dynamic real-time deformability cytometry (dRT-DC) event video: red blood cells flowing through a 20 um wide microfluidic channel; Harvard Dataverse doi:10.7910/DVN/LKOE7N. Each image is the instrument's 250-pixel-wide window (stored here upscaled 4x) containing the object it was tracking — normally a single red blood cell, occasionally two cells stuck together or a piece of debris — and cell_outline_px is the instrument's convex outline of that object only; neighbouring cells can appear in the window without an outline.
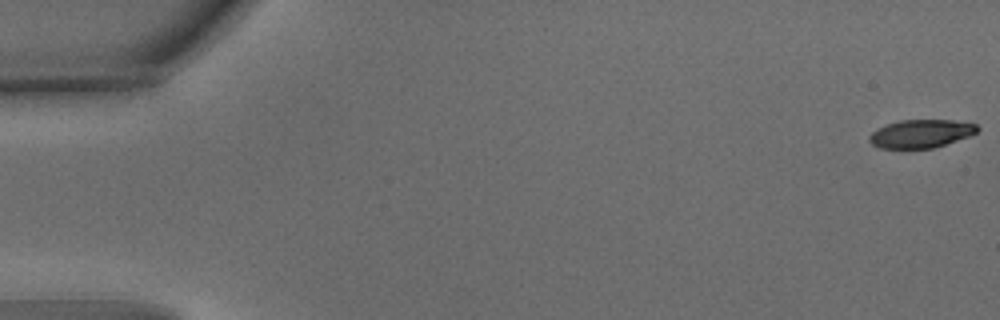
{"species": "common noctule bat (a hibernating species)", "species_latin": "Nyctalus noctula", "temperature_condition": "warm", "stored_images_in_passage": 55, "camera_frame_rate_fps": 3000, "um_per_image_px": 0.085, "animal": {"sex": "male", "body_mass_g": 15.6}, "frame": {"image": 1, "passage_image": 1, "time_ms": 0.0, "image_size_px": [1000, 320], "cell_outline_px": [[980, 128], [976, 132], [968, 136], [932, 148], [880, 148], [872, 144], [868, 140], [868, 136], [876, 128], [900, 120], [952, 120], [976, 124]], "centroid_in_image_um": [78.24, 11.35], "position_along_channel_um": 6.8, "area_um2": 17.57}}
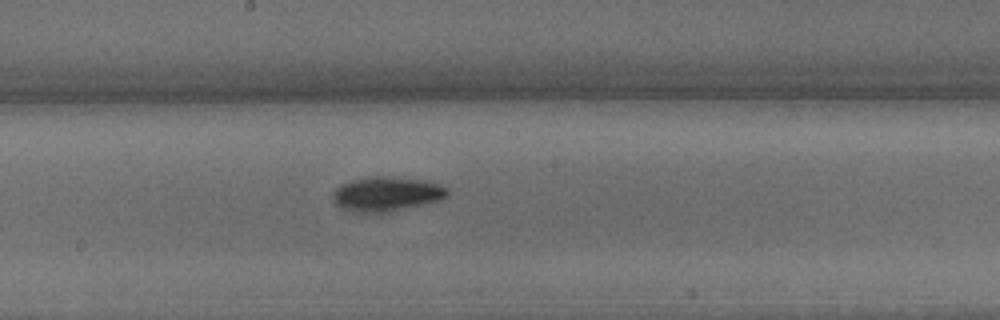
{"frame": {"image": 2, "passage_image": 30, "time_ms": 9.667, "image_size_px": [1000, 320], "cell_outline_px": [[448, 196], [440, 200], [388, 212], [352, 212], [340, 208], [332, 200], [332, 192], [340, 184], [352, 180], [380, 176], [388, 176], [428, 180], [440, 184], [448, 188]], "centroid_in_image_um": [32.85, 16.48], "position_along_channel_um": 215.3, "area_um2": 23.18}}
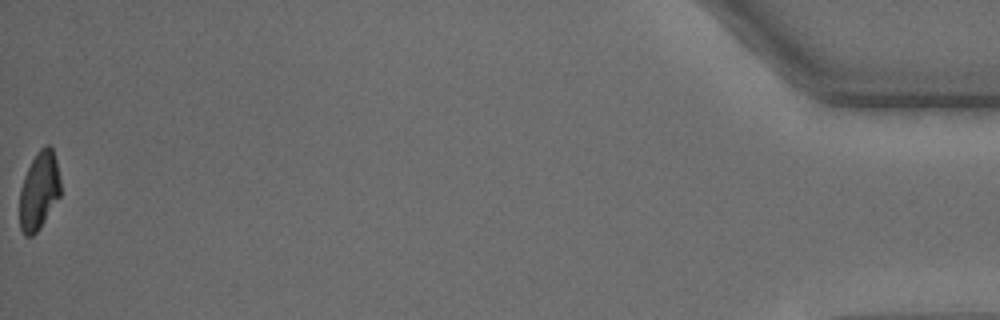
{"frame": {"image": 3, "passage_image": 55, "time_ms": 18.0, "image_size_px": [1000, 320], "cell_outline_px": [[60, 196], [40, 228], [32, 236], [24, 236], [20, 228], [20, 188], [24, 176], [36, 152], [44, 144], [48, 144], [52, 148], [56, 160], [60, 180]], "centroid_in_image_um": [3.32, 16.2], "position_along_channel_um": 431.9, "area_um2": 18.61}, "authors_computed_cell_mechanics": {"area_um2": 20.23, "velocity_mm_per_s": 3.7529, "shape_relaxation_time_tau1_ms": 2.4238, "shape_relaxation_time_tau2_ms": null, "deformation_change_tau1": 0.1422, "deformation_change_tau2": null}}